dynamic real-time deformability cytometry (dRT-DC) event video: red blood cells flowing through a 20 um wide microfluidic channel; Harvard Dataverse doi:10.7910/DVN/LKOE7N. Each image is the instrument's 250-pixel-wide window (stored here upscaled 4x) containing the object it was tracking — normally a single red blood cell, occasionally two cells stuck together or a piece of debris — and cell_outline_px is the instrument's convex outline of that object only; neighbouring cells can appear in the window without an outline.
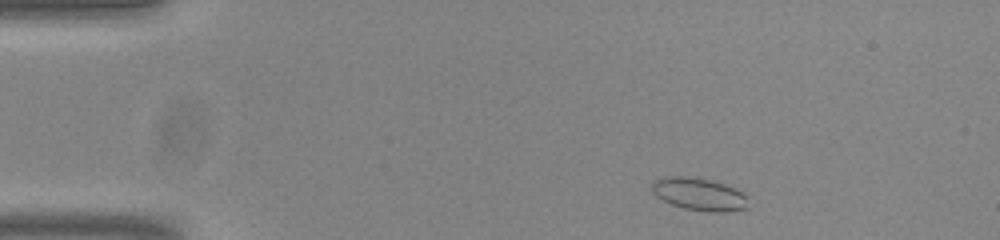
{"species": "common noctule bat (a hibernating species)", "species_latin": "Nyctalus noctula", "temperature_condition": "room temperature", "stored_images_in_passage": 47, "camera_frame_rate_fps": 3000, "um_per_image_px": 0.085, "animal": {"sex": "male", "body_mass_g": 20.0, "forearm_length_mm": 53.3}, "frame": {"image": 1, "passage_image": 2, "time_ms": 0.333, "image_size_px": [1000, 240], "cell_outline_px": [[748, 208], [724, 212], [708, 212], [684, 208], [672, 204], [656, 196], [652, 192], [652, 184], [656, 180], [664, 176], [688, 176], [712, 180], [736, 188], [744, 196]], "centroid_in_image_um": [59.4, 16.5], "position_along_channel_um": 25.6, "area_um2": 18.15}}
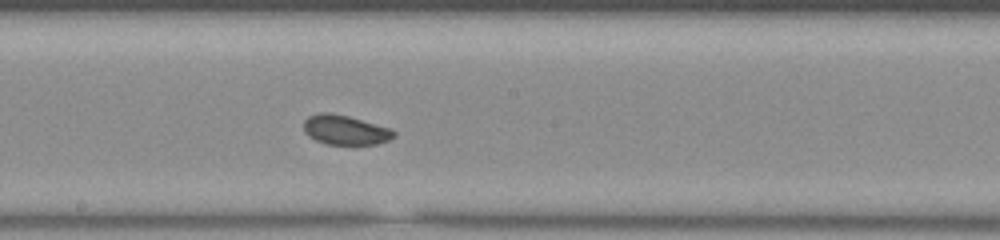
{"frame": {"image": 2, "passage_image": 23, "time_ms": 7.333, "image_size_px": [1000, 240], "cell_outline_px": [[396, 136], [388, 140], [376, 144], [328, 144], [316, 140], [308, 136], [304, 132], [304, 120], [308, 116], [320, 112], [332, 112], [348, 116], [392, 128], [396, 132]], "centroid_in_image_um": [29.35, 11.03], "position_along_channel_um": 218.9, "area_um2": 15.66}}
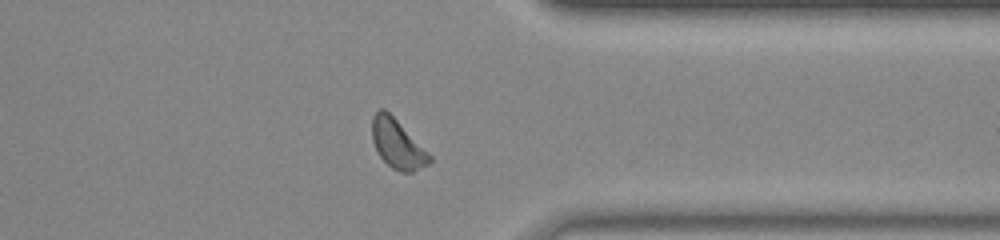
{"frame": {"image": 3, "passage_image": 36, "time_ms": 11.667, "image_size_px": [1000, 240], "cell_outline_px": [[432, 160], [428, 164], [412, 172], [404, 172], [392, 168], [380, 156], [372, 140], [372, 116], [380, 108], [384, 108], [432, 156]], "centroid_in_image_um": [33.77, 12.24], "position_along_channel_um": 377.6, "area_um2": 16.01}, "authors_computed_cell_mechanics": {"area_um2": 16.0684, "velocity_mm_per_s": 3.7933, "shape_relaxation_time_tau1_ms": null, "shape_relaxation_time_tau2_ms": 3.6513, "deformation_change_tau1": null, "deformation_change_tau2": 0.0828}}